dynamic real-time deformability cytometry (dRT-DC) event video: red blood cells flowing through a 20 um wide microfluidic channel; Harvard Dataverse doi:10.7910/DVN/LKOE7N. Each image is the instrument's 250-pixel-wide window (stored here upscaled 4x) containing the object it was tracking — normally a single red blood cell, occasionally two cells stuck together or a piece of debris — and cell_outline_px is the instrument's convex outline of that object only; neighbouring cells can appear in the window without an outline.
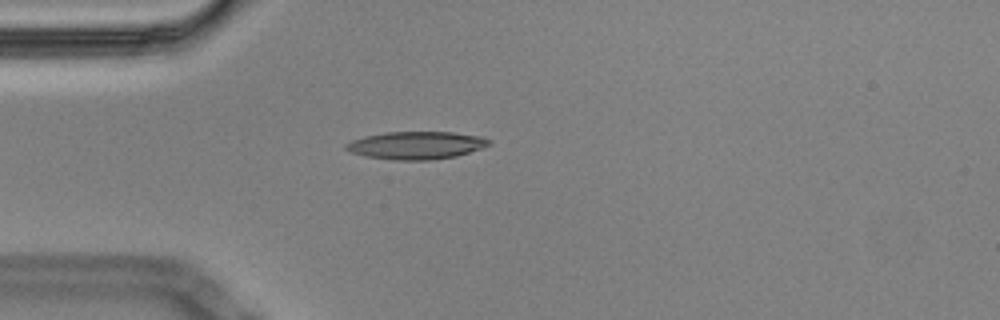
{"species": "Egyptian fruit bat (a non-hibernating species)", "species_latin": "Rousettus aegyptiacus", "temperature_condition": "cold", "stored_images_in_passage": 56, "camera_frame_rate_fps": 3000, "um_per_image_px": 0.085, "animal": {"sex": "male"}, "frame": {"image": 1, "passage_image": 14, "time_ms": 4.333, "image_size_px": [1000, 320], "cell_outline_px": [[492, 144], [456, 156], [432, 160], [392, 160], [364, 156], [352, 152], [344, 148], [344, 144], [352, 140], [364, 136], [384, 132], [452, 132], [484, 136]], "centroid_in_image_um": [35.36, 12.35], "position_along_channel_um": 49.6, "area_um2": 23.18}}
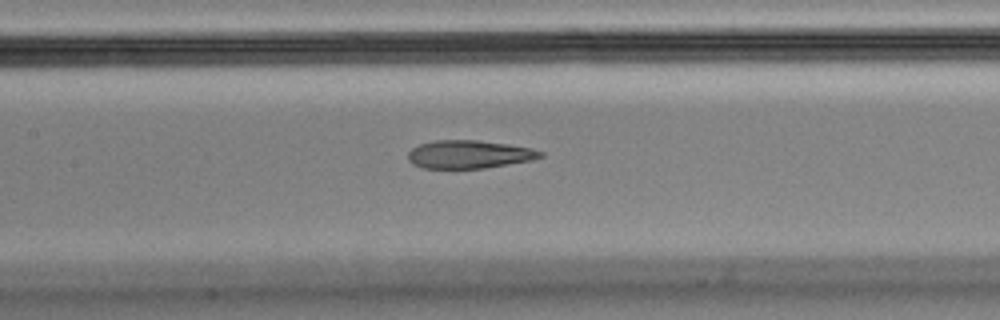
{"frame": {"image": 2, "passage_image": 25, "time_ms": 8.0, "image_size_px": [1000, 320], "cell_outline_px": [[544, 156], [532, 160], [484, 168], [424, 168], [412, 164], [408, 160], [408, 152], [412, 148], [420, 144], [436, 140], [476, 140], [508, 144], [532, 148], [544, 152]], "centroid_in_image_um": [39.88, 13.12], "position_along_channel_um": 167.5, "area_um2": 21.68}}
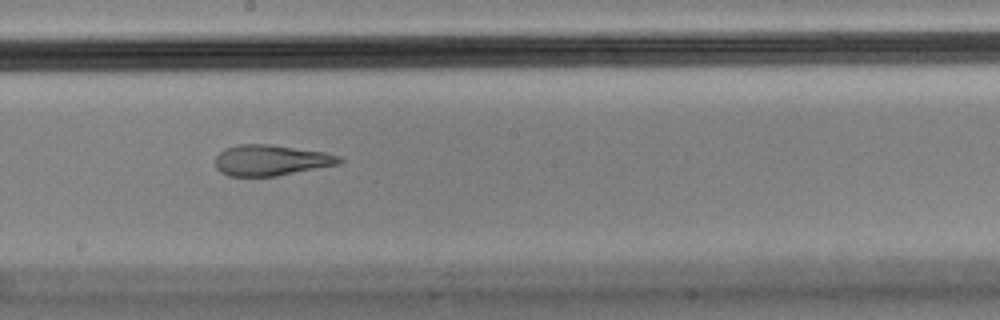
{"frame": {"image": 3, "passage_image": 30, "time_ms": 9.667, "image_size_px": [1000, 320], "cell_outline_px": [[344, 160], [340, 164], [276, 176], [228, 176], [220, 172], [216, 168], [216, 156], [224, 148], [240, 144], [268, 144], [324, 152], [340, 156]], "centroid_in_image_um": [23.03, 13.62], "position_along_channel_um": 225.2, "area_um2": 22.25}, "authors_computed_cell_mechanics": {"area_um2": 22.7732, "velocity_mm_per_s": 3.4714, "shape_relaxation_time_tau1_ms": null, "shape_relaxation_time_tau2_ms": 2.8682, "deformation_change_tau1": null, "deformation_change_tau2": 0.1277}}